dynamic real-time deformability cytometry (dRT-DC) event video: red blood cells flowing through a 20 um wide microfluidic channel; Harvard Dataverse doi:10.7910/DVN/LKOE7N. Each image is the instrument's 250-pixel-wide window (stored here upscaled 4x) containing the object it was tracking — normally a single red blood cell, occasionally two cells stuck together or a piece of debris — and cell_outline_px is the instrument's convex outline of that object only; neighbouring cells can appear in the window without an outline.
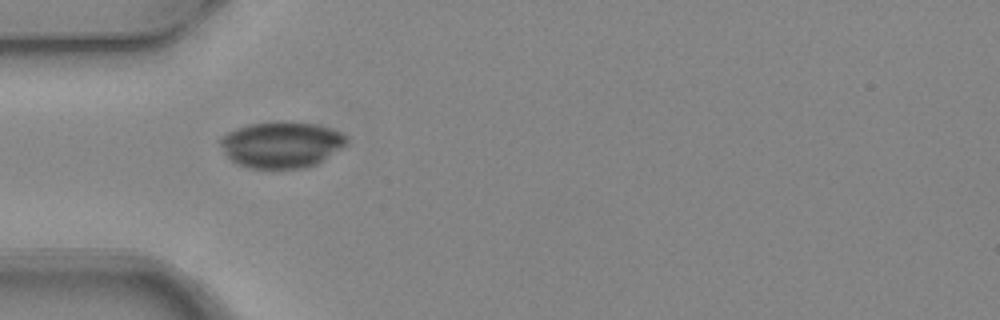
{"species": "common noctule bat (a hibernating species)", "species_latin": "Nyctalus noctula", "temperature_condition": "warm", "stored_images_in_passage": 3, "camera_frame_rate_fps": 3000, "um_per_image_px": 0.085, "animal": {"sex": "female", "body_mass_g": 24.6, "forearm_length_mm": 56.2}, "frame": {"image": 1, "passage_image": 1, "time_ms": 0.0, "image_size_px": [1000, 320], "cell_outline_px": [[348, 144], [316, 164], [308, 168], [248, 168], [236, 164], [224, 152], [220, 144], [220, 140], [228, 132], [248, 124], [316, 124], [340, 132], [348, 140]], "centroid_in_image_um": [23.92, 12.35], "position_along_channel_um": 61.1, "area_um2": 33.06}}
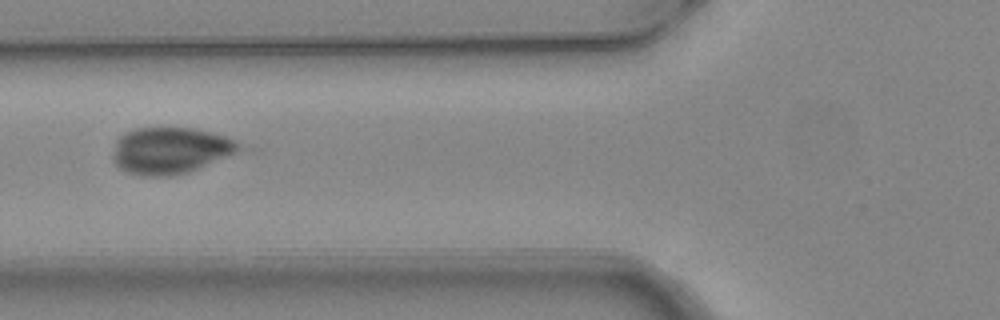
{"frame": {"image": 2, "passage_image": 2, "time_ms": 0.333, "image_size_px": [1000, 320], "cell_outline_px": [[244, 148], [228, 156], [188, 172], [172, 176], [140, 176], [128, 172], [120, 168], [112, 160], [112, 156], [116, 140], [120, 136], [136, 128], [196, 128], [212, 132], [236, 140], [244, 144]], "centroid_in_image_um": [14.49, 12.79], "position_along_channel_um": 111.3, "area_um2": 34.33}}
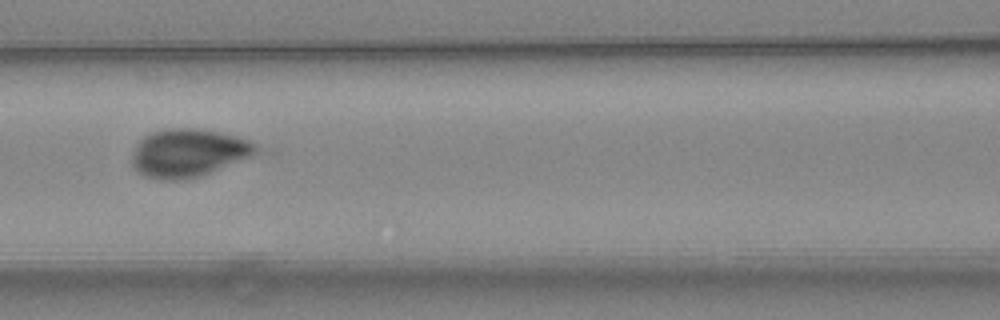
{"frame": {"image": 3, "passage_image": 3, "time_ms": 0.667, "image_size_px": [1000, 320], "cell_outline_px": [[264, 148], [260, 152], [252, 156], [200, 176], [180, 180], [160, 180], [144, 176], [132, 164], [132, 152], [140, 140], [144, 136], [152, 132], [168, 128], [192, 128], [220, 132], [236, 136], [248, 140]], "centroid_in_image_um": [16.04, 12.99], "position_along_channel_um": 150.6, "area_um2": 34.85}}